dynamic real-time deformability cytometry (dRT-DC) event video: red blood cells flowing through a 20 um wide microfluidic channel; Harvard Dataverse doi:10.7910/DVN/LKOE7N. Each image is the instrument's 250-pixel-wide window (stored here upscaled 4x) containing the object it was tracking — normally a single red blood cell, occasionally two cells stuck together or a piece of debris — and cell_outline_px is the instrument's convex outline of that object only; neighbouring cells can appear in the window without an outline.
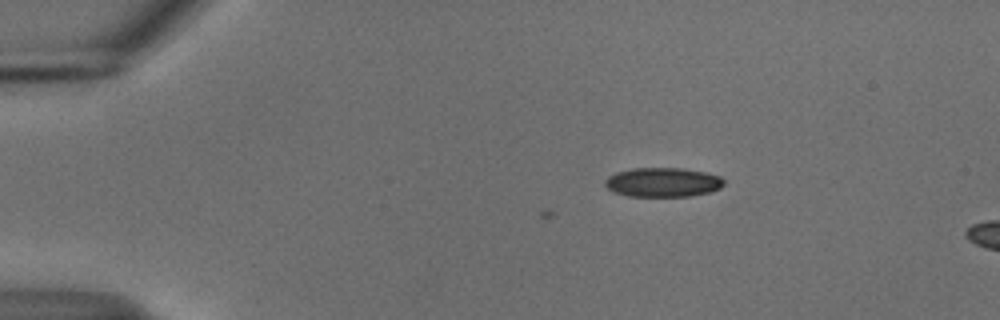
{"species": "common noctule bat (a hibernating species)", "species_latin": "Nyctalus noctula", "temperature_condition": "cold", "stored_images_in_passage": 10, "camera_frame_rate_fps": 3000, "um_per_image_px": 0.085, "animal": {"sex": "male", "body_mass_g": 18.8}, "frame": {"image": 1, "passage_image": 10, "time_ms": 3.0, "image_size_px": [1000, 320], "cell_outline_px": [[724, 184], [720, 188], [712, 192], [692, 196], [628, 196], [616, 192], [608, 188], [604, 184], [604, 180], [608, 176], [616, 172], [632, 168], [680, 168], [704, 172], [720, 176], [724, 180]], "centroid_in_image_um": [56.35, 15.49], "position_along_channel_um": 28.6, "area_um2": 20.35}}